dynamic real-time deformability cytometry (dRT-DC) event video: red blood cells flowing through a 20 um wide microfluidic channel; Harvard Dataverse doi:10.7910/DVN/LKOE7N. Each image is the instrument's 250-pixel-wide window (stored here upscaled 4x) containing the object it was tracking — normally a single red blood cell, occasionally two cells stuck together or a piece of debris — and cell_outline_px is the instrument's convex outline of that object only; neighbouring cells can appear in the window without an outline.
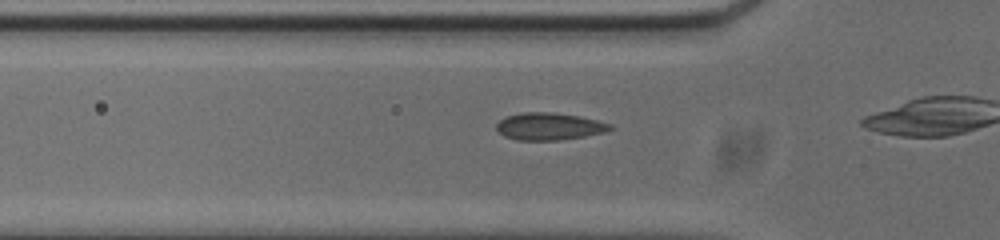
{"species": "common noctule bat (a hibernating species)", "species_latin": "Nyctalus noctula", "temperature_condition": "cold", "stored_images_in_passage": 10, "camera_frame_rate_fps": 3000, "um_per_image_px": 0.085, "animal": {"sex": "male", "body_mass_g": 20.0, "forearm_length_mm": 53.3}, "frame": {"image": 1, "passage_image": 5, "time_ms": 1.333, "image_size_px": [1000, 240], "cell_outline_px": [[616, 128], [604, 132], [584, 136], [556, 140], [516, 140], [504, 136], [496, 128], [496, 124], [500, 120], [508, 116], [524, 112], [552, 112], [580, 116], [612, 124]], "centroid_in_image_um": [46.7, 10.74], "position_along_channel_um": 79.1, "area_um2": 17.98}}
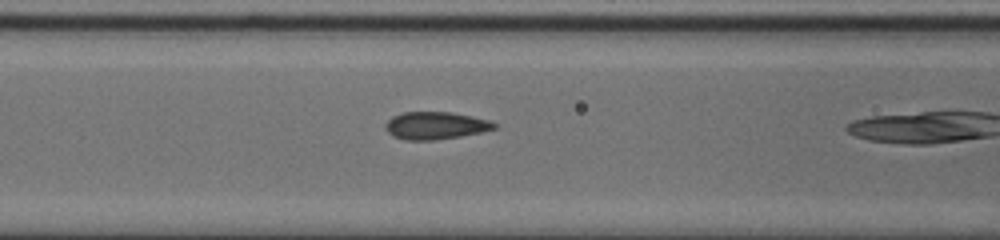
{"frame": {"image": 2, "passage_image": 9, "time_ms": 2.667, "image_size_px": [1000, 240], "cell_outline_px": [[500, 128], [460, 136], [432, 140], [404, 140], [392, 136], [384, 128], [384, 124], [392, 116], [404, 112], [452, 112], [472, 116], [488, 120], [496, 124]], "centroid_in_image_um": [37.0, 10.67], "position_along_channel_um": 129.6, "area_um2": 17.51}}